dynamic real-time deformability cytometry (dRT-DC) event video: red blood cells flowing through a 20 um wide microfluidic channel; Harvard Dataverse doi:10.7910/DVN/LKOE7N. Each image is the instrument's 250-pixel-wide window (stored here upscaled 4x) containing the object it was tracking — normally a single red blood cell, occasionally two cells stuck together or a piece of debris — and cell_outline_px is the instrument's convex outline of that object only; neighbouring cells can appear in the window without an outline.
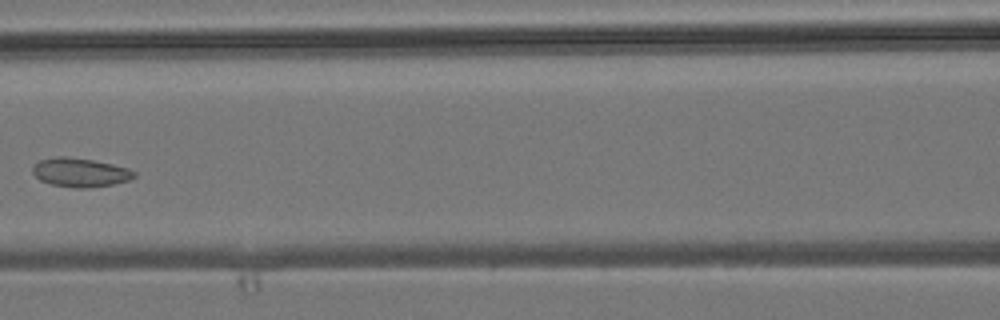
{"species": "common noctule bat (a hibernating species)", "species_latin": "Nyctalus noctula", "temperature_condition": "room temperature", "stored_images_in_passage": 5, "camera_frame_rate_fps": 3000, "um_per_image_px": 0.085, "animal": {"sex": "male", "body_mass_g": 19.2, "forearm_length_mm": 51.8}, "frame": {"image": 1, "passage_image": 5, "time_ms": 5.333, "image_size_px": [1000, 320], "cell_outline_px": [[136, 176], [128, 180], [112, 184], [88, 188], [76, 188], [52, 184], [40, 180], [32, 172], [32, 168], [40, 160], [56, 156], [64, 156], [92, 160], [112, 164], [128, 168], [136, 172]], "centroid_in_image_um": [6.82, 14.65], "position_along_channel_um": 159.8, "area_um2": 16.94}}